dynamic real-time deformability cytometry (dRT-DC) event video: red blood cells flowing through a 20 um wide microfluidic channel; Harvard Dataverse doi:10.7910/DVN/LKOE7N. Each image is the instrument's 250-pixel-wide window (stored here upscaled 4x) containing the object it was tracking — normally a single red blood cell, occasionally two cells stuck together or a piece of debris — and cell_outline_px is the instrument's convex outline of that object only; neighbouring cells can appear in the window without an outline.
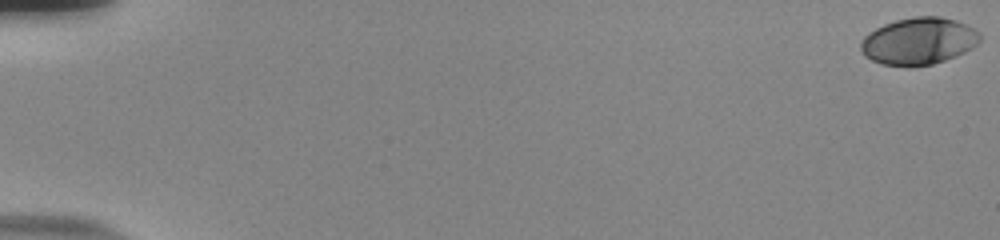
{"species": "human", "species_latin": "Homo sapiens", "temperature_condition": "room temperature", "stored_images_in_passage": 57, "camera_frame_rate_fps": 3000, "um_per_image_px": 0.085, "donor": {"sex": "male"}, "frame": {"image": 1, "passage_image": 1, "time_ms": 0.0, "image_size_px": [1000, 240], "cell_outline_px": [[980, 40], [972, 48], [956, 56], [932, 64], [908, 68], [880, 64], [872, 60], [860, 48], [860, 44], [864, 36], [876, 28], [884, 24], [896, 20], [916, 16], [940, 16], [956, 20], [980, 32]], "centroid_in_image_um": [78.09, 3.51], "position_along_channel_um": 6.9, "area_um2": 32.71}}
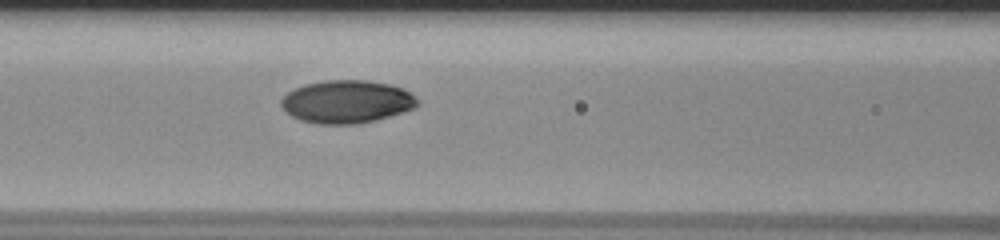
{"frame": {"image": 2, "passage_image": 27, "time_ms": 8.667, "image_size_px": [1000, 240], "cell_outline_px": [[420, 104], [416, 108], [404, 112], [376, 120], [356, 124], [316, 124], [300, 120], [292, 116], [280, 104], [280, 100], [288, 92], [304, 84], [324, 80], [368, 80], [388, 84], [404, 88], [420, 100]], "centroid_in_image_um": [29.52, 8.64], "position_along_channel_um": 137.1, "area_um2": 34.33}}
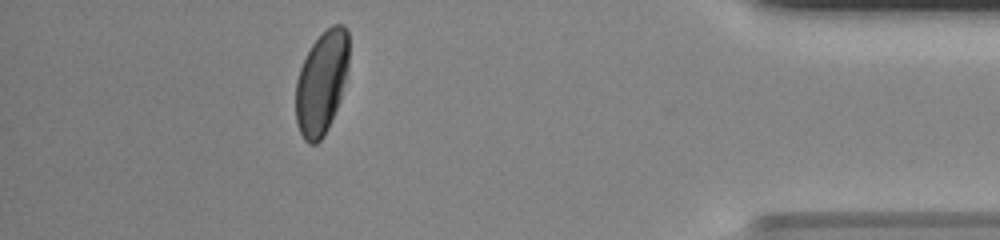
{"frame": {"image": 3, "passage_image": 52, "time_ms": 17.0, "image_size_px": [1000, 240], "cell_outline_px": [[348, 68], [340, 96], [336, 108], [328, 128], [324, 136], [316, 144], [308, 144], [304, 140], [296, 124], [296, 80], [300, 68], [312, 44], [332, 24], [344, 24], [348, 32]], "centroid_in_image_um": [27.33, 7.04], "position_along_channel_um": 407.9, "area_um2": 31.67}, "authors_computed_cell_mechanics": {"area_um2": 32.7148, "velocity_mm_per_s": 3.73, "shape_relaxation_time_tau1_ms": 3.5932, "shape_relaxation_time_tau2_ms": null, "deformation_change_tau1": 0.1525, "deformation_change_tau2": null}}